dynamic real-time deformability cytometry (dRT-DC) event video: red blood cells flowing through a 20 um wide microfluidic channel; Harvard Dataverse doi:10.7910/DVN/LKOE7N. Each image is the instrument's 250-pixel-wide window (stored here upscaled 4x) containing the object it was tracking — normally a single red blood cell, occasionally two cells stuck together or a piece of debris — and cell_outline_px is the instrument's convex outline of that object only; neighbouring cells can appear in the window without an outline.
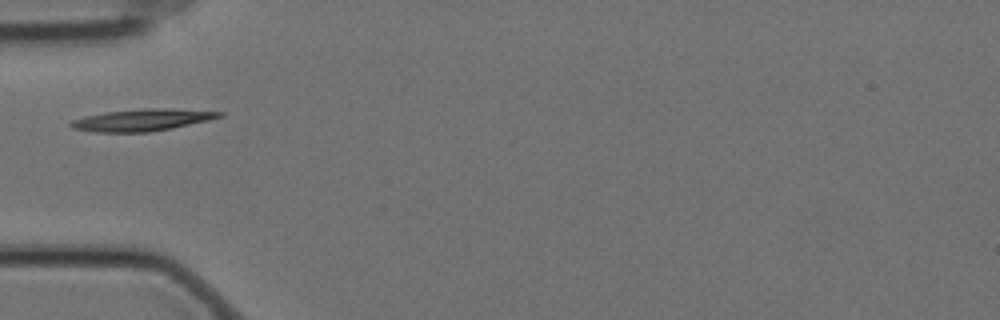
{"species": "Egyptian fruit bat (a non-hibernating species)", "species_latin": "Rousettus aegyptiacus", "temperature_condition": "cold", "stored_images_in_passage": 1, "camera_frame_rate_fps": 3000, "um_per_image_px": 0.085, "animal": {"sex": "female"}, "frame": {"image": 1, "passage_image": 1, "time_ms": 0.0, "image_size_px": [1000, 320], "cell_outline_px": [[224, 116], [208, 120], [172, 128], [148, 132], [96, 132], [72, 128], [68, 124], [72, 120], [84, 116], [108, 112], [140, 108], [172, 108], [224, 112]], "centroid_in_image_um": [12.09, 10.19], "position_along_channel_um": 72.9, "area_um2": 18.96}}